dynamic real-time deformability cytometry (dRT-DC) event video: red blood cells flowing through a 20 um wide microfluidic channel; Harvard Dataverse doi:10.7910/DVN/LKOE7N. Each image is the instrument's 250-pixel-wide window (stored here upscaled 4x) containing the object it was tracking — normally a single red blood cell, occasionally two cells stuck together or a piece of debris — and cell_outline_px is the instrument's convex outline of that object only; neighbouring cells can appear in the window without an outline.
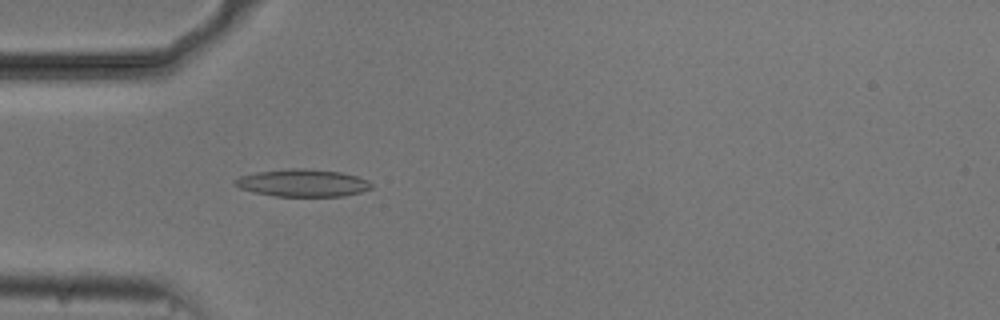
{"species": "common noctule bat (a hibernating species)", "species_latin": "Nyctalus noctula", "temperature_condition": "cold", "stored_images_in_passage": 50, "camera_frame_rate_fps": 3000, "um_per_image_px": 0.085, "animal": {"sex": "male", "body_mass_g": 20.5, "forearm_length_mm": 52.5}, "frame": {"image": 1, "passage_image": 12, "time_ms": 3.667, "image_size_px": [1000, 320], "cell_outline_px": [[372, 188], [360, 192], [344, 196], [276, 196], [256, 192], [240, 188], [232, 184], [232, 180], [240, 176], [256, 172], [288, 168], [304, 168], [340, 172], [356, 176], [368, 180], [372, 184]], "centroid_in_image_um": [25.7, 15.54], "position_along_channel_um": 59.3, "area_um2": 21.79}}
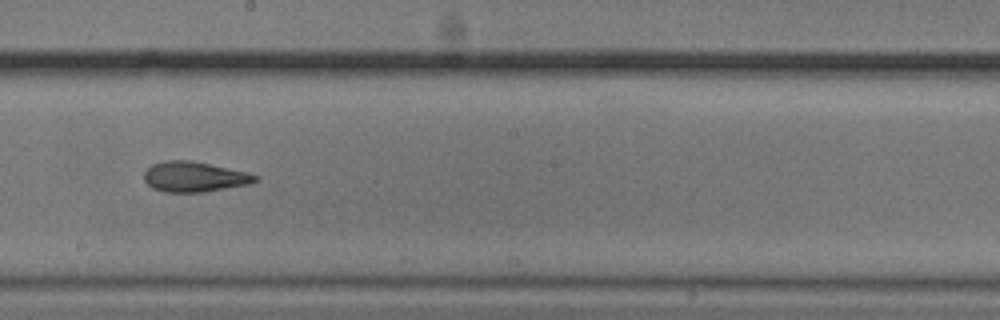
{"frame": {"image": 2, "passage_image": 26, "time_ms": 8.333, "image_size_px": [1000, 320], "cell_outline_px": [[260, 176], [256, 180], [248, 184], [204, 192], [164, 192], [152, 188], [144, 180], [144, 172], [152, 164], [164, 160], [192, 160], [248, 172]], "centroid_in_image_um": [16.5, 15.02], "position_along_channel_um": 231.7, "area_um2": 19.65}}
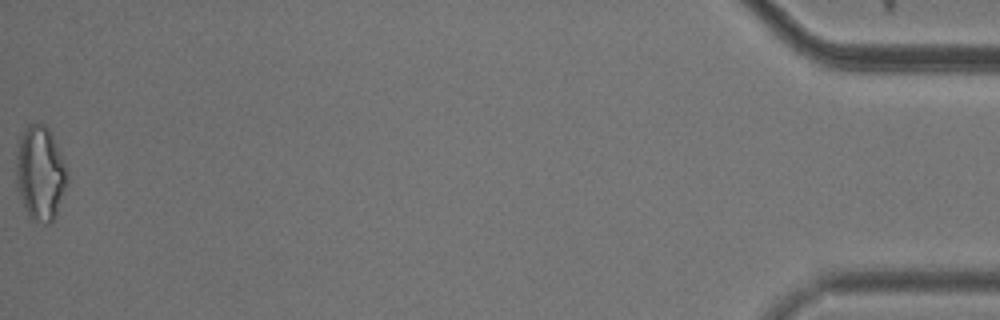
{"frame": {"image": 3, "passage_image": 50, "time_ms": 16.333, "image_size_px": [1000, 320], "cell_outline_px": [[68, 180], [56, 216], [48, 224], [44, 224], [32, 220], [28, 216], [16, 188], [16, 152], [20, 136], [28, 124], [44, 124], [48, 128], [60, 152], [68, 176]], "centroid_in_image_um": [3.4, 14.75], "position_along_channel_um": 431.8, "area_um2": 28.15}, "authors_computed_cell_mechanics": {"area_um2": 20.1433, "velocity_mm_per_s": 3.7359, "shape_relaxation_time_tau1_ms": 5.7822, "shape_relaxation_time_tau2_ms": 2.4577, "deformation_change_tau1": 0.19, "deformation_change_tau2": 0.1144}}